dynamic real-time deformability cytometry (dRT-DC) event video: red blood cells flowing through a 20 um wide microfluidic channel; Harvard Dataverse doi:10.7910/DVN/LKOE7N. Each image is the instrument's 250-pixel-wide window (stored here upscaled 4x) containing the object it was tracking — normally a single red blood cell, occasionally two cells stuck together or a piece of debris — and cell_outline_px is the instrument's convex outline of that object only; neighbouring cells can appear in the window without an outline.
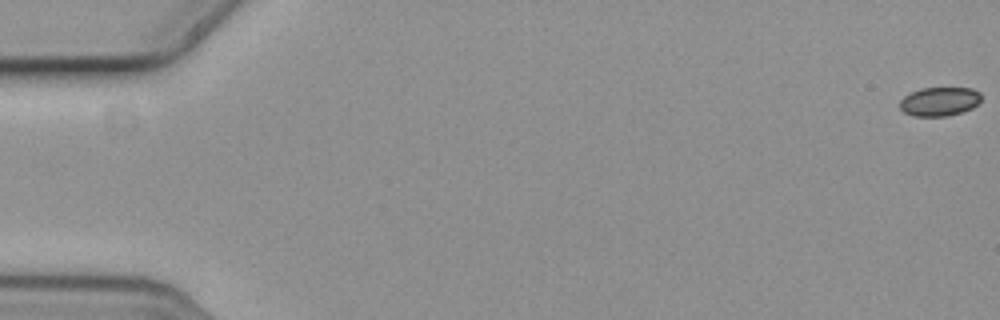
{"species": "common noctule bat (a hibernating species)", "species_latin": "Nyctalus noctula", "temperature_condition": "cold", "stored_images_in_passage": 5, "camera_frame_rate_fps": 3000, "um_per_image_px": 0.085, "animal": {"sex": "female", "body_mass_g": 19.3, "forearm_length_mm": 54.1}, "frame": {"image": 1, "passage_image": 5, "time_ms": 1.333, "image_size_px": [1000, 320], "cell_outline_px": [[980, 100], [972, 108], [948, 116], [912, 116], [904, 112], [900, 108], [900, 100], [904, 96], [920, 88], [972, 88], [980, 92]], "centroid_in_image_um": [79.83, 8.62], "position_along_channel_um": 5.2, "area_um2": 13.64}}